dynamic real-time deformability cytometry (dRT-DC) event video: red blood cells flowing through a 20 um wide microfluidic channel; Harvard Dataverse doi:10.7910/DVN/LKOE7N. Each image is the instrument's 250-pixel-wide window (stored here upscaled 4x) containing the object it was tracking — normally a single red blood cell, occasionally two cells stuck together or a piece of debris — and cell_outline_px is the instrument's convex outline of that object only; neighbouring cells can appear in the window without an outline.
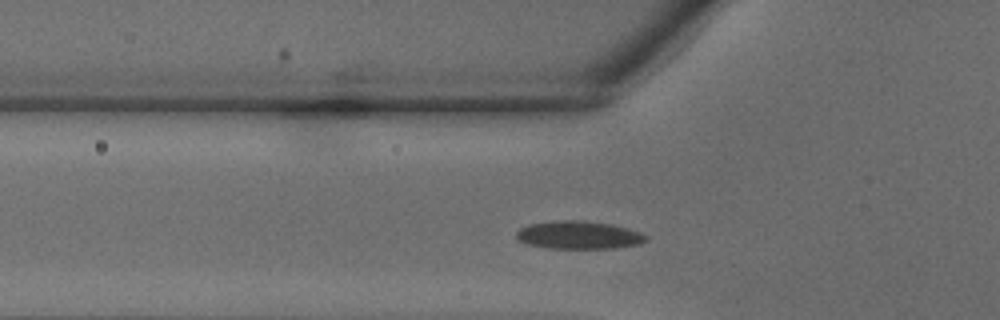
{"species": "common noctule bat (a hibernating species)", "species_latin": "Nyctalus noctula", "temperature_condition": "warm", "stored_images_in_passage": 28, "segment_of_instrument_passage": [1, 2], "camera_frame_rate_fps": 3000, "um_per_image_px": 0.085, "animal": {"sex": "male", "body_mass_g": 18.8}, "frame": {"image": 1, "passage_image": 2, "time_ms": 0.333, "image_size_px": [1000, 320], "cell_outline_px": [[648, 240], [640, 244], [616, 248], [544, 248], [528, 244], [520, 240], [516, 236], [516, 232], [520, 228], [528, 224], [560, 220], [584, 220], [612, 224], [640, 232], [648, 236]], "centroid_in_image_um": [49.21, 19.97], "position_along_channel_um": 76.6, "area_um2": 21.21}}
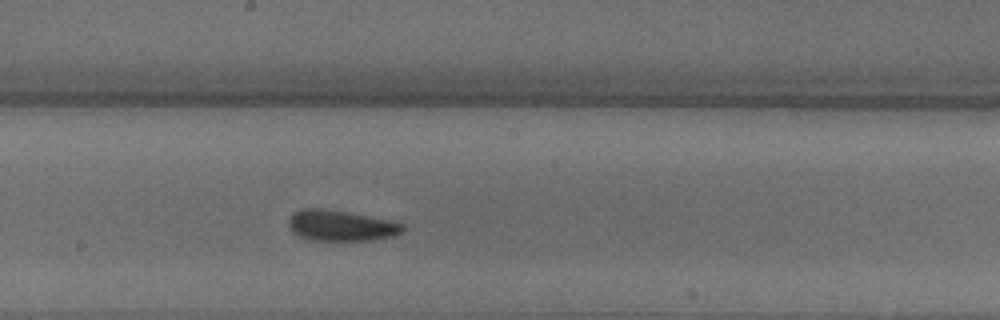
{"frame": {"image": 2, "passage_image": 10, "time_ms": 3.0, "image_size_px": [1000, 320], "cell_outline_px": [[404, 228], [400, 232], [392, 236], [372, 240], [308, 240], [292, 232], [288, 224], [288, 220], [300, 208], [320, 208], [352, 212], [388, 220], [404, 224]], "centroid_in_image_um": [28.95, 19.17], "position_along_channel_um": 219.3, "area_um2": 20.4}}
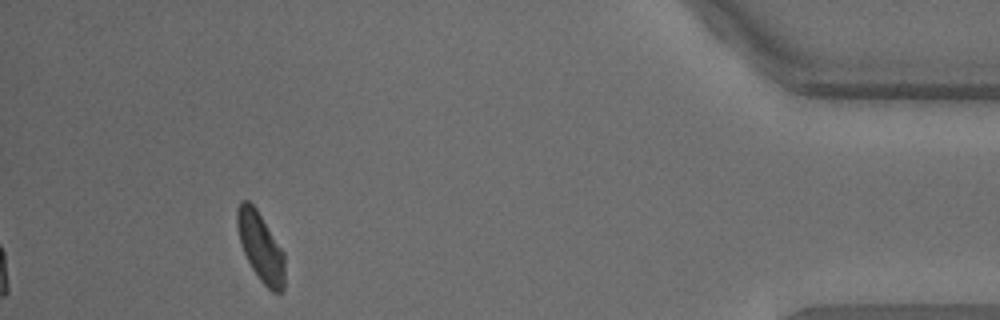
{"frame": {"image": 3, "passage_image": 24, "time_ms": 7.667, "image_size_px": [1000, 320], "cell_outline_px": [[284, 292], [272, 292], [260, 280], [252, 268], [240, 244], [236, 224], [236, 212], [240, 200], [248, 200], [256, 208], [284, 252]], "centroid_in_image_um": [22.14, 20.98], "position_along_channel_um": 413.1, "area_um2": 19.07}}